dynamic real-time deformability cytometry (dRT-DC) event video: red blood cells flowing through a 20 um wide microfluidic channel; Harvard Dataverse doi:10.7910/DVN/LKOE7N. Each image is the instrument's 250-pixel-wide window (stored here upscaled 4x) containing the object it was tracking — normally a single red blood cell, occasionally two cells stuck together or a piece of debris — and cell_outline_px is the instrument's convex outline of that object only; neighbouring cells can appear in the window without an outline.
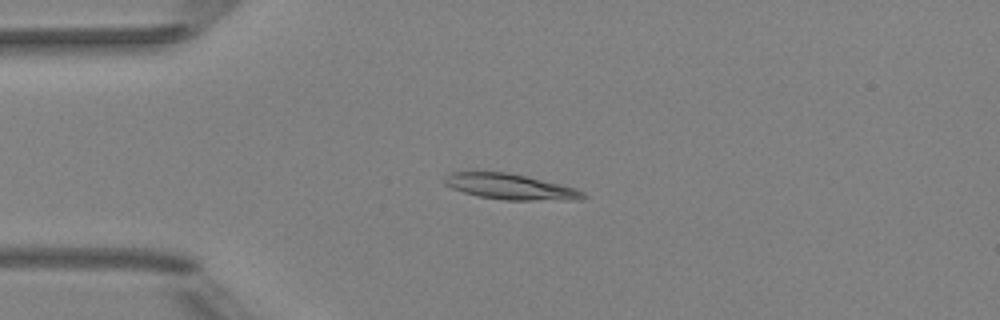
{"species": "Egyptian fruit bat (a non-hibernating species)", "species_latin": "Rousettus aegyptiacus", "temperature_condition": "room temperature", "stored_images_in_passage": 6, "camera_frame_rate_fps": 3000, "um_per_image_px": 0.085, "animal": {"sex": "female"}, "frame": {"image": 1, "passage_image": 4, "time_ms": 3.333, "image_size_px": [1000, 320], "cell_outline_px": [[588, 196], [584, 200], [504, 200], [476, 196], [452, 188], [444, 184], [444, 176], [452, 172], [504, 172], [524, 176], [576, 188], [584, 192]], "centroid_in_image_um": [43.4, 15.89], "position_along_channel_um": 41.6, "area_um2": 20.63}}
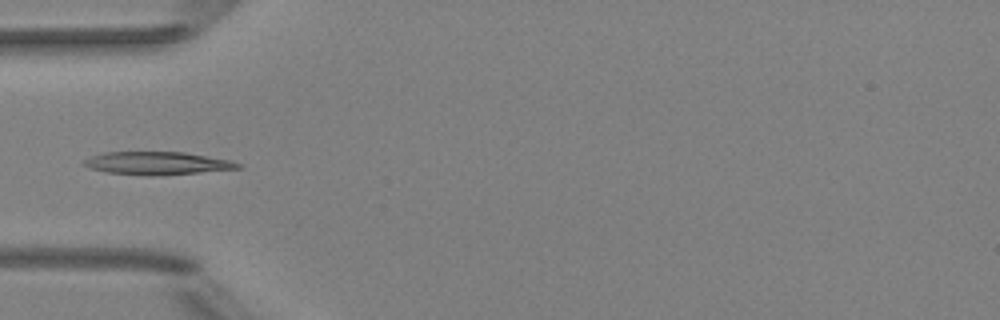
{"frame": {"image": 2, "passage_image": 5, "time_ms": 4.667, "image_size_px": [1000, 320], "cell_outline_px": [[240, 168], [200, 172], [156, 176], [148, 176], [108, 172], [88, 168], [80, 164], [84, 160], [92, 156], [104, 152], [184, 152], [232, 160], [240, 164]], "centroid_in_image_um": [13.33, 13.87], "position_along_channel_um": 71.7, "area_um2": 20.58}}
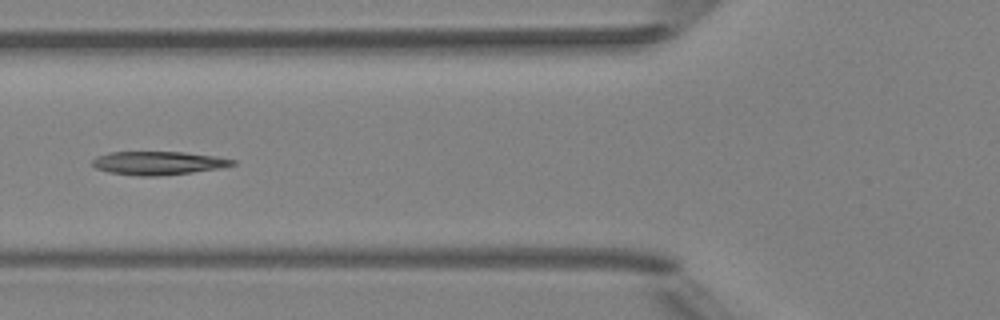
{"frame": {"image": 3, "passage_image": 6, "time_ms": 5.667, "image_size_px": [1000, 320], "cell_outline_px": [[236, 164], [220, 168], [192, 172], [156, 176], [136, 176], [108, 172], [96, 168], [92, 164], [92, 160], [96, 156], [112, 152], [184, 152], [216, 156], [236, 160]], "centroid_in_image_um": [13.45, 13.86], "position_along_channel_um": 112.4, "area_um2": 19.13}}